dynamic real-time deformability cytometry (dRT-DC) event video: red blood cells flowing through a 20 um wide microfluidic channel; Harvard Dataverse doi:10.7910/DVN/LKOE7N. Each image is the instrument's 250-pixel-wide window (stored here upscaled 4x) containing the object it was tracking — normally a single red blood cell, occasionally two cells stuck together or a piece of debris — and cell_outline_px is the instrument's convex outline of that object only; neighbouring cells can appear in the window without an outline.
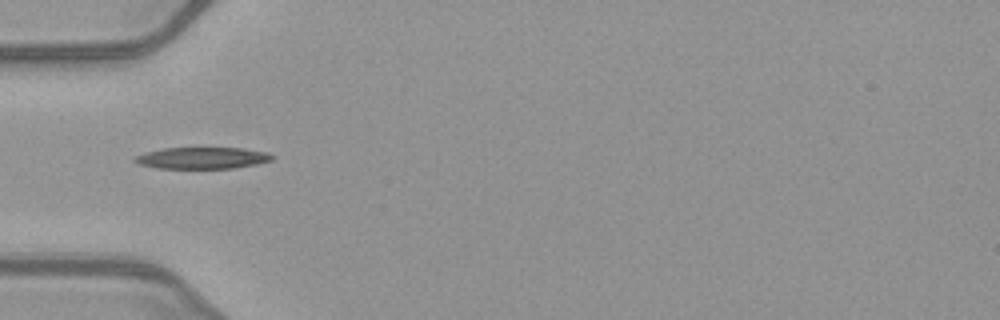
{"species": "common noctule bat (a hibernating species)", "species_latin": "Nyctalus noctula", "temperature_condition": "warm", "stored_images_in_passage": 35, "camera_frame_rate_fps": 3000, "um_per_image_px": 0.085, "animal": {"sex": "female", "body_mass_g": 21.9}, "frame": {"image": 1, "passage_image": 1, "time_ms": 0.0, "image_size_px": [1000, 320], "cell_outline_px": [[276, 156], [272, 160], [256, 164], [232, 168], [156, 168], [140, 164], [132, 160], [136, 156], [144, 152], [164, 148], [244, 148], [268, 152]], "centroid_in_image_um": [17.21, 13.42], "position_along_channel_um": 67.8, "area_um2": 17.28}}
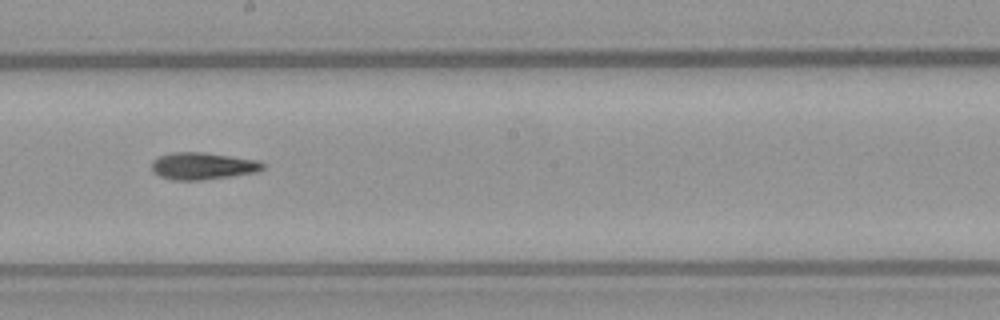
{"frame": {"image": 2, "passage_image": 13, "time_ms": 4.0, "image_size_px": [1000, 320], "cell_outline_px": [[264, 168], [256, 172], [232, 176], [204, 180], [172, 180], [160, 176], [152, 172], [152, 160], [160, 156], [172, 152], [200, 152], [256, 160], [264, 164]], "centroid_in_image_um": [17.19, 14.12], "position_along_channel_um": 231.0, "area_um2": 17.4}}
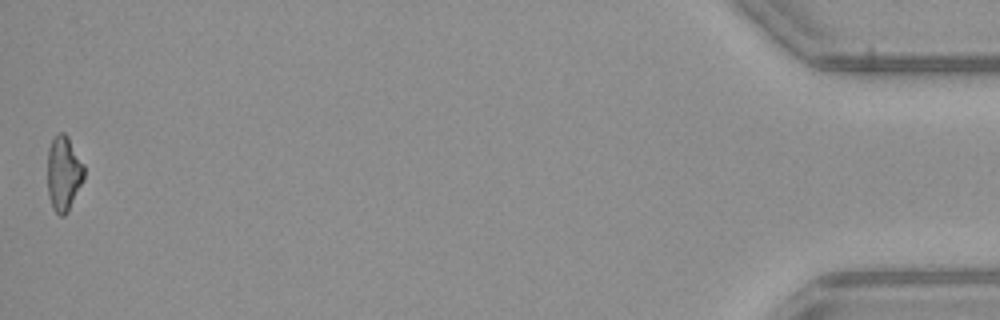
{"frame": {"image": 3, "passage_image": 35, "time_ms": 11.333, "image_size_px": [1000, 320], "cell_outline_px": [[84, 180], [68, 212], [64, 216], [60, 216], [52, 208], [48, 196], [48, 148], [52, 140], [60, 132], [64, 132], [68, 136], [84, 164]], "centroid_in_image_um": [5.42, 14.76], "position_along_channel_um": 429.8, "area_um2": 16.13}, "authors_computed_cell_mechanics": {"area_um2": 16.762, "velocity_mm_per_s": 4.049, "shape_relaxation_time_tau1_ms": null, "shape_relaxation_time_tau2_ms": 11.3316, "deformation_change_tau1": null, "deformation_change_tau2": 0.2651}}